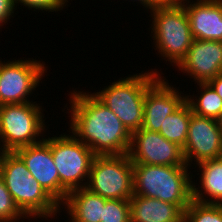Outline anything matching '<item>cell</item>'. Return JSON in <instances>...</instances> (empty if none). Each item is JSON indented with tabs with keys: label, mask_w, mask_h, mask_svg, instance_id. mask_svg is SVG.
I'll return each instance as SVG.
<instances>
[{
	"label": "cell",
	"mask_w": 222,
	"mask_h": 222,
	"mask_svg": "<svg viewBox=\"0 0 222 222\" xmlns=\"http://www.w3.org/2000/svg\"><path fill=\"white\" fill-rule=\"evenodd\" d=\"M69 131L97 155L128 154L131 133L91 92H69Z\"/></svg>",
	"instance_id": "1"
},
{
	"label": "cell",
	"mask_w": 222,
	"mask_h": 222,
	"mask_svg": "<svg viewBox=\"0 0 222 222\" xmlns=\"http://www.w3.org/2000/svg\"><path fill=\"white\" fill-rule=\"evenodd\" d=\"M0 175L15 204L27 218L48 220L49 217L52 220L62 211L16 152H0Z\"/></svg>",
	"instance_id": "2"
},
{
	"label": "cell",
	"mask_w": 222,
	"mask_h": 222,
	"mask_svg": "<svg viewBox=\"0 0 222 222\" xmlns=\"http://www.w3.org/2000/svg\"><path fill=\"white\" fill-rule=\"evenodd\" d=\"M190 169L189 166L133 163L134 195L176 204L184 212L192 201V177L195 175Z\"/></svg>",
	"instance_id": "3"
},
{
	"label": "cell",
	"mask_w": 222,
	"mask_h": 222,
	"mask_svg": "<svg viewBox=\"0 0 222 222\" xmlns=\"http://www.w3.org/2000/svg\"><path fill=\"white\" fill-rule=\"evenodd\" d=\"M157 70L155 67V70L129 74L92 94L121 120L130 133H133L143 125L146 90L162 76Z\"/></svg>",
	"instance_id": "4"
},
{
	"label": "cell",
	"mask_w": 222,
	"mask_h": 222,
	"mask_svg": "<svg viewBox=\"0 0 222 222\" xmlns=\"http://www.w3.org/2000/svg\"><path fill=\"white\" fill-rule=\"evenodd\" d=\"M152 21L151 39L161 59L172 67L177 66L187 56L193 43L190 22L182 4L158 5L150 12ZM163 57V58H162Z\"/></svg>",
	"instance_id": "5"
},
{
	"label": "cell",
	"mask_w": 222,
	"mask_h": 222,
	"mask_svg": "<svg viewBox=\"0 0 222 222\" xmlns=\"http://www.w3.org/2000/svg\"><path fill=\"white\" fill-rule=\"evenodd\" d=\"M43 108L35 101L0 106V152H15L44 140L47 125Z\"/></svg>",
	"instance_id": "6"
},
{
	"label": "cell",
	"mask_w": 222,
	"mask_h": 222,
	"mask_svg": "<svg viewBox=\"0 0 222 222\" xmlns=\"http://www.w3.org/2000/svg\"><path fill=\"white\" fill-rule=\"evenodd\" d=\"M85 188L105 199L130 200L133 163L128 154L95 156Z\"/></svg>",
	"instance_id": "7"
},
{
	"label": "cell",
	"mask_w": 222,
	"mask_h": 222,
	"mask_svg": "<svg viewBox=\"0 0 222 222\" xmlns=\"http://www.w3.org/2000/svg\"><path fill=\"white\" fill-rule=\"evenodd\" d=\"M53 136L50 138V149L61 187L67 193L85 187L96 155L71 132Z\"/></svg>",
	"instance_id": "8"
},
{
	"label": "cell",
	"mask_w": 222,
	"mask_h": 222,
	"mask_svg": "<svg viewBox=\"0 0 222 222\" xmlns=\"http://www.w3.org/2000/svg\"><path fill=\"white\" fill-rule=\"evenodd\" d=\"M45 65L33 58L7 62L0 59V106L33 102L29 96L44 78L48 70Z\"/></svg>",
	"instance_id": "9"
},
{
	"label": "cell",
	"mask_w": 222,
	"mask_h": 222,
	"mask_svg": "<svg viewBox=\"0 0 222 222\" xmlns=\"http://www.w3.org/2000/svg\"><path fill=\"white\" fill-rule=\"evenodd\" d=\"M128 156L132 163L160 166H188L183 148L159 132L140 129L131 133Z\"/></svg>",
	"instance_id": "10"
},
{
	"label": "cell",
	"mask_w": 222,
	"mask_h": 222,
	"mask_svg": "<svg viewBox=\"0 0 222 222\" xmlns=\"http://www.w3.org/2000/svg\"><path fill=\"white\" fill-rule=\"evenodd\" d=\"M15 152L22 158L31 175L61 206L68 193L60 185V177L50 149V137H45L38 144L19 148Z\"/></svg>",
	"instance_id": "11"
},
{
	"label": "cell",
	"mask_w": 222,
	"mask_h": 222,
	"mask_svg": "<svg viewBox=\"0 0 222 222\" xmlns=\"http://www.w3.org/2000/svg\"><path fill=\"white\" fill-rule=\"evenodd\" d=\"M221 147L222 132L217 121L192 113L183 148L186 164L191 167L194 163L197 165L200 162L218 159Z\"/></svg>",
	"instance_id": "12"
},
{
	"label": "cell",
	"mask_w": 222,
	"mask_h": 222,
	"mask_svg": "<svg viewBox=\"0 0 222 222\" xmlns=\"http://www.w3.org/2000/svg\"><path fill=\"white\" fill-rule=\"evenodd\" d=\"M164 78L160 76L146 90L142 129L160 132L165 118L186 102V94L184 95L179 87L177 89L172 84L169 85V81L167 82Z\"/></svg>",
	"instance_id": "13"
},
{
	"label": "cell",
	"mask_w": 222,
	"mask_h": 222,
	"mask_svg": "<svg viewBox=\"0 0 222 222\" xmlns=\"http://www.w3.org/2000/svg\"><path fill=\"white\" fill-rule=\"evenodd\" d=\"M196 83H207L222 73V42L194 39L187 56L177 66Z\"/></svg>",
	"instance_id": "14"
},
{
	"label": "cell",
	"mask_w": 222,
	"mask_h": 222,
	"mask_svg": "<svg viewBox=\"0 0 222 222\" xmlns=\"http://www.w3.org/2000/svg\"><path fill=\"white\" fill-rule=\"evenodd\" d=\"M182 5L194 39L222 42V0H187Z\"/></svg>",
	"instance_id": "15"
},
{
	"label": "cell",
	"mask_w": 222,
	"mask_h": 222,
	"mask_svg": "<svg viewBox=\"0 0 222 222\" xmlns=\"http://www.w3.org/2000/svg\"><path fill=\"white\" fill-rule=\"evenodd\" d=\"M106 200L83 187L70 191L60 208L66 210L69 222H100Z\"/></svg>",
	"instance_id": "16"
},
{
	"label": "cell",
	"mask_w": 222,
	"mask_h": 222,
	"mask_svg": "<svg viewBox=\"0 0 222 222\" xmlns=\"http://www.w3.org/2000/svg\"><path fill=\"white\" fill-rule=\"evenodd\" d=\"M183 213L176 204L156 198L140 195L130 198V222H177Z\"/></svg>",
	"instance_id": "17"
},
{
	"label": "cell",
	"mask_w": 222,
	"mask_h": 222,
	"mask_svg": "<svg viewBox=\"0 0 222 222\" xmlns=\"http://www.w3.org/2000/svg\"><path fill=\"white\" fill-rule=\"evenodd\" d=\"M194 166L199 168L197 172L200 173L197 175L200 174L201 187L198 183L195 184V180L192 181V200L207 204H222V162L213 159Z\"/></svg>",
	"instance_id": "18"
},
{
	"label": "cell",
	"mask_w": 222,
	"mask_h": 222,
	"mask_svg": "<svg viewBox=\"0 0 222 222\" xmlns=\"http://www.w3.org/2000/svg\"><path fill=\"white\" fill-rule=\"evenodd\" d=\"M191 115L192 110L189 104L185 102L178 110L165 118L159 133L166 140L176 143L184 148Z\"/></svg>",
	"instance_id": "19"
},
{
	"label": "cell",
	"mask_w": 222,
	"mask_h": 222,
	"mask_svg": "<svg viewBox=\"0 0 222 222\" xmlns=\"http://www.w3.org/2000/svg\"><path fill=\"white\" fill-rule=\"evenodd\" d=\"M199 86L196 95L186 94V102L189 104L192 113L201 117L217 119L222 111V99L211 88L208 83H197ZM195 96V97H194Z\"/></svg>",
	"instance_id": "20"
},
{
	"label": "cell",
	"mask_w": 222,
	"mask_h": 222,
	"mask_svg": "<svg viewBox=\"0 0 222 222\" xmlns=\"http://www.w3.org/2000/svg\"><path fill=\"white\" fill-rule=\"evenodd\" d=\"M186 222H222V204H207L192 200L185 209Z\"/></svg>",
	"instance_id": "21"
},
{
	"label": "cell",
	"mask_w": 222,
	"mask_h": 222,
	"mask_svg": "<svg viewBox=\"0 0 222 222\" xmlns=\"http://www.w3.org/2000/svg\"><path fill=\"white\" fill-rule=\"evenodd\" d=\"M20 219L22 222L28 220L15 204L0 175V222H19Z\"/></svg>",
	"instance_id": "22"
},
{
	"label": "cell",
	"mask_w": 222,
	"mask_h": 222,
	"mask_svg": "<svg viewBox=\"0 0 222 222\" xmlns=\"http://www.w3.org/2000/svg\"><path fill=\"white\" fill-rule=\"evenodd\" d=\"M100 222H130V200L107 199Z\"/></svg>",
	"instance_id": "23"
},
{
	"label": "cell",
	"mask_w": 222,
	"mask_h": 222,
	"mask_svg": "<svg viewBox=\"0 0 222 222\" xmlns=\"http://www.w3.org/2000/svg\"><path fill=\"white\" fill-rule=\"evenodd\" d=\"M15 6L24 5L27 9H33L38 12L41 10L42 12H57L63 10V8L67 5L64 0H14ZM18 4V5H17Z\"/></svg>",
	"instance_id": "24"
},
{
	"label": "cell",
	"mask_w": 222,
	"mask_h": 222,
	"mask_svg": "<svg viewBox=\"0 0 222 222\" xmlns=\"http://www.w3.org/2000/svg\"><path fill=\"white\" fill-rule=\"evenodd\" d=\"M15 10L14 0H0V29L15 16Z\"/></svg>",
	"instance_id": "25"
},
{
	"label": "cell",
	"mask_w": 222,
	"mask_h": 222,
	"mask_svg": "<svg viewBox=\"0 0 222 222\" xmlns=\"http://www.w3.org/2000/svg\"><path fill=\"white\" fill-rule=\"evenodd\" d=\"M222 99V73L207 82Z\"/></svg>",
	"instance_id": "26"
},
{
	"label": "cell",
	"mask_w": 222,
	"mask_h": 222,
	"mask_svg": "<svg viewBox=\"0 0 222 222\" xmlns=\"http://www.w3.org/2000/svg\"><path fill=\"white\" fill-rule=\"evenodd\" d=\"M127 1V0H125ZM133 1V3L136 1V4L140 3V5L143 6V8L147 11H151L153 8H155L156 6L160 5L156 0H131Z\"/></svg>",
	"instance_id": "27"
},
{
	"label": "cell",
	"mask_w": 222,
	"mask_h": 222,
	"mask_svg": "<svg viewBox=\"0 0 222 222\" xmlns=\"http://www.w3.org/2000/svg\"><path fill=\"white\" fill-rule=\"evenodd\" d=\"M160 5L183 4L187 0H156Z\"/></svg>",
	"instance_id": "28"
},
{
	"label": "cell",
	"mask_w": 222,
	"mask_h": 222,
	"mask_svg": "<svg viewBox=\"0 0 222 222\" xmlns=\"http://www.w3.org/2000/svg\"><path fill=\"white\" fill-rule=\"evenodd\" d=\"M216 121H217V124H218L219 129H220L221 132H222V111L220 112V115L218 116V118L216 119Z\"/></svg>",
	"instance_id": "29"
},
{
	"label": "cell",
	"mask_w": 222,
	"mask_h": 222,
	"mask_svg": "<svg viewBox=\"0 0 222 222\" xmlns=\"http://www.w3.org/2000/svg\"><path fill=\"white\" fill-rule=\"evenodd\" d=\"M218 160H220L222 162V147H221V151H220L219 156H218Z\"/></svg>",
	"instance_id": "30"
},
{
	"label": "cell",
	"mask_w": 222,
	"mask_h": 222,
	"mask_svg": "<svg viewBox=\"0 0 222 222\" xmlns=\"http://www.w3.org/2000/svg\"><path fill=\"white\" fill-rule=\"evenodd\" d=\"M177 222H186L185 221V219H184V217H182L179 221H177Z\"/></svg>",
	"instance_id": "31"
}]
</instances>
